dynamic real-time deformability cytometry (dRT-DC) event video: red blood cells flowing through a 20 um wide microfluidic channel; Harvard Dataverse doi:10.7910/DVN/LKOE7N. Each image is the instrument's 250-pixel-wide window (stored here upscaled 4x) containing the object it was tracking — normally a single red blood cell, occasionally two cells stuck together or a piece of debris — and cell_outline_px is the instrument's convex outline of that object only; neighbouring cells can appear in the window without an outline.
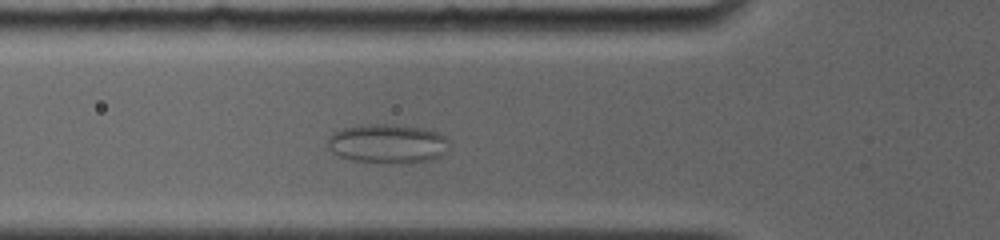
{"species": "common noctule bat (a hibernating species)", "species_latin": "Nyctalus noctula", "temperature_condition": "room temperature", "stored_images_in_passage": 5, "camera_frame_rate_fps": 4000, "um_per_image_px": 0.085, "animal": {"sex": "female", "body_mass_g": 19.0, "forearm_length_mm": 56.7}, "frame": {"image": 1, "passage_image": 5, "time_ms": 3.75, "image_size_px": [1000, 240], "cell_outline_px": [[448, 140], [440, 156], [432, 160], [392, 164], [388, 164], [352, 160], [340, 156], [332, 152], [328, 148], [328, 140], [332, 132], [344, 128], [368, 124], [388, 124], [424, 128], [436, 132], [444, 136]], "centroid_in_image_um": [32.89, 12.22], "position_along_channel_um": 92.9, "area_um2": 27.57}}